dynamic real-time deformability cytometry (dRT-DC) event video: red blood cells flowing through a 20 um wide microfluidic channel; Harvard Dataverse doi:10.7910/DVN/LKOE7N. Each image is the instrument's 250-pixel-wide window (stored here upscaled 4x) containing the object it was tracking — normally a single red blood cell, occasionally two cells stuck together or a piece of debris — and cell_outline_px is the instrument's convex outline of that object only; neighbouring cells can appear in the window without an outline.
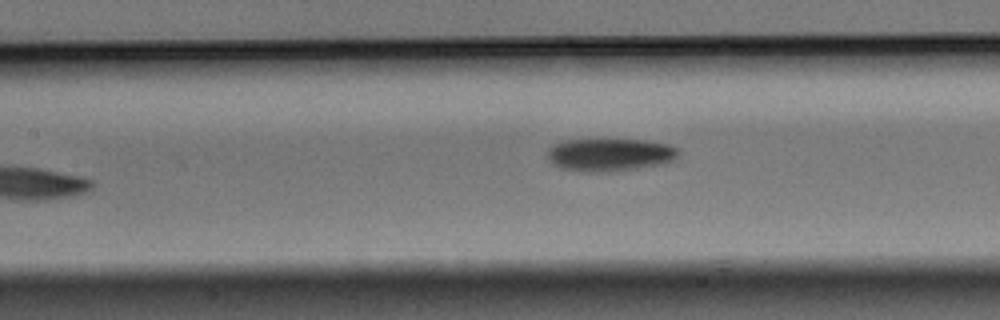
{"species": "Egyptian fruit bat (a non-hibernating species)", "species_latin": "Rousettus aegyptiacus", "temperature_condition": "warm", "stored_images_in_passage": 6, "camera_frame_rate_fps": 3000, "um_per_image_px": 0.085, "animal": {"sex": "male"}, "frame": {"image": 1, "passage_image": 6, "time_ms": 1.667, "image_size_px": [1000, 320], "cell_outline_px": [[680, 152], [676, 160], [664, 164], [640, 168], [612, 172], [584, 172], [560, 168], [552, 164], [548, 160], [548, 148], [552, 144], [564, 140], [644, 140], [668, 144], [680, 148]], "centroid_in_image_um": [51.86, 13.16], "position_along_channel_um": 155.5, "area_um2": 25.55}}